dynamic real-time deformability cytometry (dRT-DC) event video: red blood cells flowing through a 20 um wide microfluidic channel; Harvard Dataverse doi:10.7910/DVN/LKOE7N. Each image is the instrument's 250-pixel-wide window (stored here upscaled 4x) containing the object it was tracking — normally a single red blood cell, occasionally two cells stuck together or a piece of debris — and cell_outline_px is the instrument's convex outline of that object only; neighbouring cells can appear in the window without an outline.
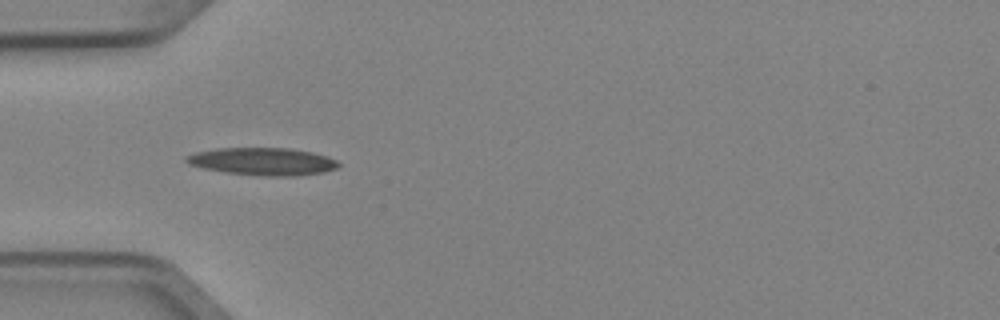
{"species": "Egyptian fruit bat (a non-hibernating species)", "species_latin": "Rousettus aegyptiacus", "temperature_condition": "cold", "stored_images_in_passage": 3, "camera_frame_rate_fps": 3000, "um_per_image_px": 0.085, "animal": {"sex": "female"}, "frame": {"image": 1, "passage_image": 3, "time_ms": 0.667, "image_size_px": [1000, 320], "cell_outline_px": [[340, 164], [336, 168], [324, 172], [296, 176], [264, 176], [224, 172], [204, 168], [188, 164], [184, 160], [184, 156], [196, 152], [216, 148], [292, 148], [312, 152], [328, 156], [336, 160]], "centroid_in_image_um": [22.32, 13.72], "position_along_channel_um": 62.7, "area_um2": 24.57}}